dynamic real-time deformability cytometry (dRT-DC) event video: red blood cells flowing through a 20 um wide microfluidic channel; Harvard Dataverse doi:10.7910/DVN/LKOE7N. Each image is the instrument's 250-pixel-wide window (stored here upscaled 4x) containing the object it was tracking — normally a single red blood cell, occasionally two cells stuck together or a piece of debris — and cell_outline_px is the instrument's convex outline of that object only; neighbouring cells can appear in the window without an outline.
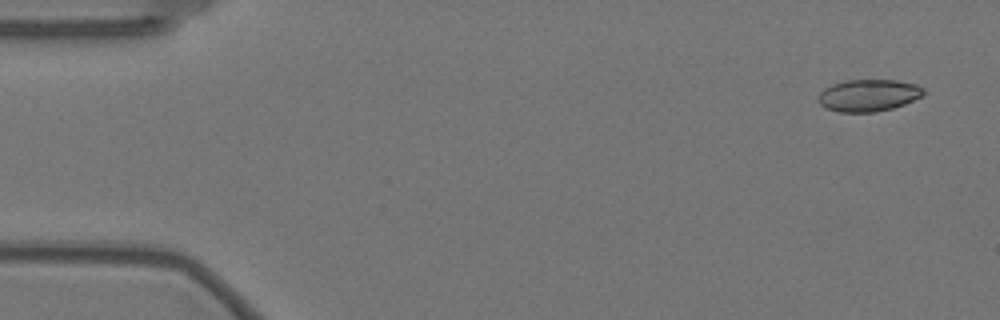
{"species": "Egyptian fruit bat (a non-hibernating species)", "species_latin": "Rousettus aegyptiacus", "temperature_condition": "warm", "stored_images_in_passage": 55, "camera_frame_rate_fps": 3000, "um_per_image_px": 0.085, "animal": {"sex": "female"}, "frame": {"image": 1, "passage_image": 1, "time_ms": 0.0, "image_size_px": [1000, 320], "cell_outline_px": [[924, 96], [904, 104], [892, 108], [876, 112], [840, 112], [824, 108], [816, 100], [820, 92], [824, 88], [832, 84], [848, 80], [896, 80], [916, 84], [924, 88]], "centroid_in_image_um": [73.81, 8.11], "position_along_channel_um": 11.2, "area_um2": 19.83}}
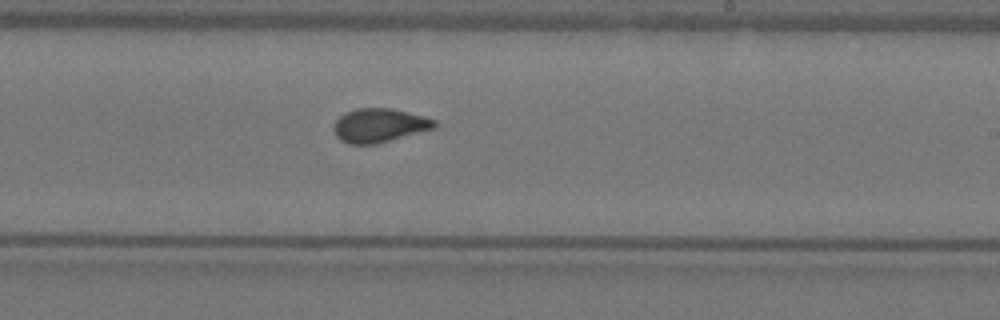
{"frame": {"image": 2, "passage_image": 32, "time_ms": 10.333, "image_size_px": [1000, 320], "cell_outline_px": [[436, 128], [376, 144], [348, 144], [340, 140], [336, 136], [332, 128], [336, 120], [344, 112], [356, 108], [392, 108], [408, 112], [436, 120]], "centroid_in_image_um": [32.21, 10.66], "position_along_channel_um": 256.8, "area_um2": 20.0}}
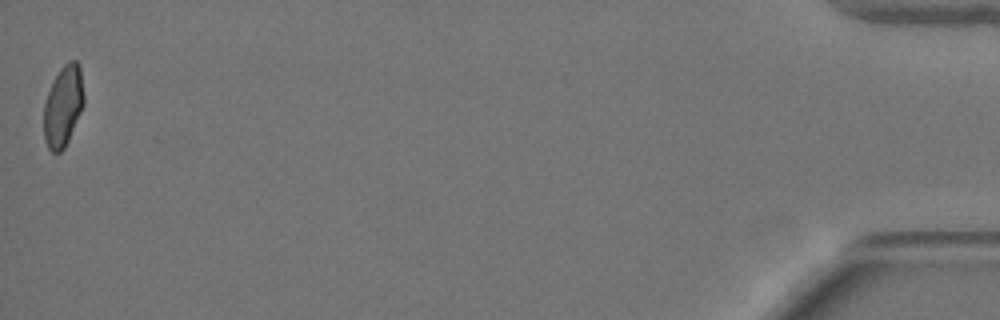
{"frame": {"image": 3, "passage_image": 55, "time_ms": 18.0, "image_size_px": [1000, 320], "cell_outline_px": [[84, 104], [68, 140], [64, 148], [60, 152], [52, 152], [48, 148], [44, 140], [44, 104], [52, 80], [60, 68], [68, 60], [76, 60], [80, 64], [84, 92]], "centroid_in_image_um": [5.37, 8.97], "position_along_channel_um": 429.8, "area_um2": 19.07}, "authors_computed_cell_mechanics": {"area_um2": 19.8254, "velocity_mm_per_s": 3.5335, "shape_relaxation_time_tau1_ms": 7.4394, "shape_relaxation_time_tau2_ms": null, "deformation_change_tau1": 0.164, "deformation_change_tau2": null}}